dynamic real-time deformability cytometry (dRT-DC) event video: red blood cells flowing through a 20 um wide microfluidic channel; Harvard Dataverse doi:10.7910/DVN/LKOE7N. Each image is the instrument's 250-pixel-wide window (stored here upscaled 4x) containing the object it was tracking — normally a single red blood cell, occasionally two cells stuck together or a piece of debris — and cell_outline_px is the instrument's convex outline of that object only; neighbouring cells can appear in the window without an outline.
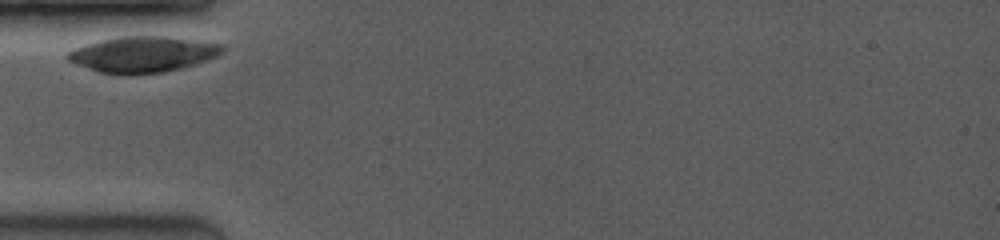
{"species": "common noctule bat (a hibernating species)", "species_latin": "Nyctalus noctula", "temperature_condition": "room temperature", "stored_images_in_passage": 6, "camera_frame_rate_fps": 3500, "um_per_image_px": 0.085, "animal": {"sex": "female", "body_mass_g": 19.0, "forearm_length_mm": 53.3}, "frame": {"image": 1, "passage_image": 1, "time_ms": 0.0, "image_size_px": [1000, 240], "cell_outline_px": [[224, 52], [216, 56], [196, 64], [164, 72], [128, 76], [120, 76], [100, 72], [76, 64], [68, 60], [64, 56], [72, 48], [100, 40], [116, 36], [168, 36], [224, 44]], "centroid_in_image_um": [12.11, 4.63], "position_along_channel_um": 72.9, "area_um2": 32.89}}
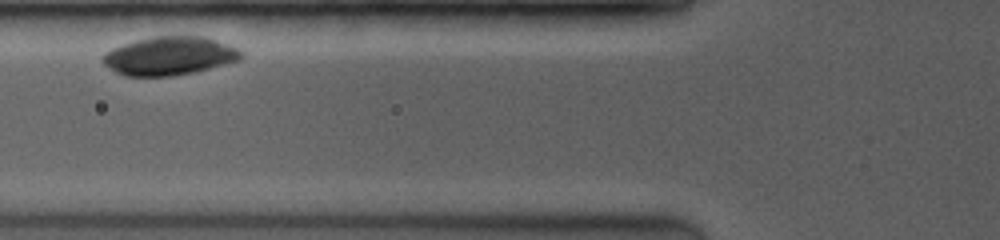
{"frame": {"image": 2, "passage_image": 4, "time_ms": 1.143, "image_size_px": [1000, 240], "cell_outline_px": [[244, 56], [240, 60], [196, 72], [172, 76], [124, 76], [116, 72], [104, 64], [100, 60], [100, 56], [104, 52], [112, 48], [136, 40], [152, 36], [208, 36], [240, 48]], "centroid_in_image_um": [14.43, 4.74], "position_along_channel_um": 111.4, "area_um2": 31.56}}